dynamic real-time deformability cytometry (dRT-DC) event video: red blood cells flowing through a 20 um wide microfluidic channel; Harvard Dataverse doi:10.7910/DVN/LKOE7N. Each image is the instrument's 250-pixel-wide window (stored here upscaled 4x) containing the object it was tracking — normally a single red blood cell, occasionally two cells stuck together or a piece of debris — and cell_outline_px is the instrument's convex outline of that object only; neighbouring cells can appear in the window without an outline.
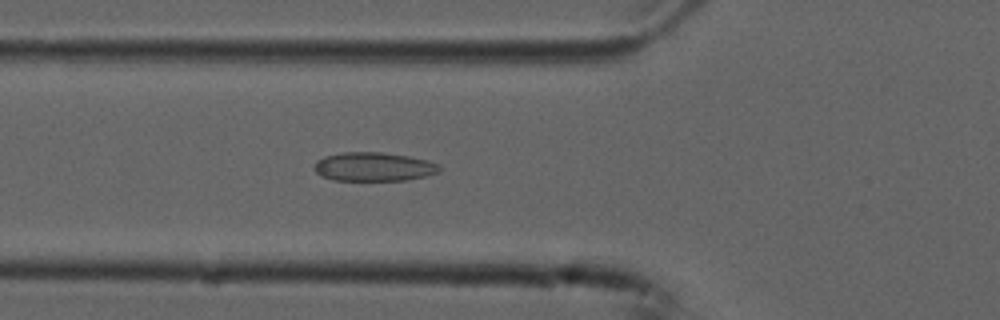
{"species": "common noctule bat (a hibernating species)", "species_latin": "Nyctalus noctula", "temperature_condition": "cold", "stored_images_in_passage": 3, "camera_frame_rate_fps": 3000, "um_per_image_px": 0.085, "animal": {"sex": "male", "forearm_length_mm": 52.5}, "frame": {"image": 1, "passage_image": 3, "time_ms": 0.667, "image_size_px": [1000, 320], "cell_outline_px": [[440, 172], [408, 180], [332, 180], [320, 176], [316, 172], [316, 160], [324, 156], [344, 152], [380, 152], [408, 156], [428, 160], [440, 164]], "centroid_in_image_um": [31.78, 14.17], "position_along_channel_um": 94.0, "area_um2": 21.04}}